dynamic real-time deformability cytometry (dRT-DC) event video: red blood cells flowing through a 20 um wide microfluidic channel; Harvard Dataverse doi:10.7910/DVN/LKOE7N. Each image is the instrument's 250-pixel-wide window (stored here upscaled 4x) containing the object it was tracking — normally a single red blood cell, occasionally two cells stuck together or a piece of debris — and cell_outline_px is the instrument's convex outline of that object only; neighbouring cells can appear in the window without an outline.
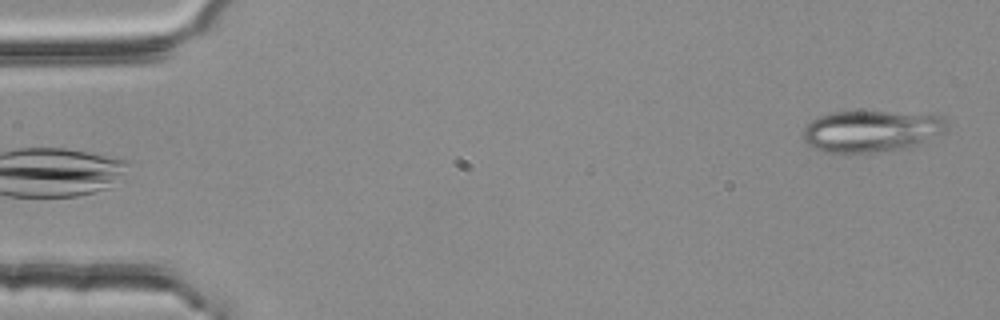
{"species": "common noctule bat (a hibernating species)", "species_latin": "Nyctalus noctula", "temperature_condition": "room temperature", "stored_images_in_passage": 5, "camera_frame_rate_fps": 3000, "um_per_image_px": 0.085, "animal": {"sex": "female", "body_mass_g": 25.1}, "frame": {"image": 1, "passage_image": 1, "time_ms": 0.0, "image_size_px": [1000, 320], "cell_outline_px": [[948, 124], [944, 132], [908, 148], [872, 152], [824, 152], [812, 148], [804, 140], [804, 128], [812, 120], [820, 116], [832, 112], [936, 112], [944, 116], [948, 120]], "centroid_in_image_um": [74.15, 11.12], "position_along_channel_um": 10.8, "area_um2": 35.14}}